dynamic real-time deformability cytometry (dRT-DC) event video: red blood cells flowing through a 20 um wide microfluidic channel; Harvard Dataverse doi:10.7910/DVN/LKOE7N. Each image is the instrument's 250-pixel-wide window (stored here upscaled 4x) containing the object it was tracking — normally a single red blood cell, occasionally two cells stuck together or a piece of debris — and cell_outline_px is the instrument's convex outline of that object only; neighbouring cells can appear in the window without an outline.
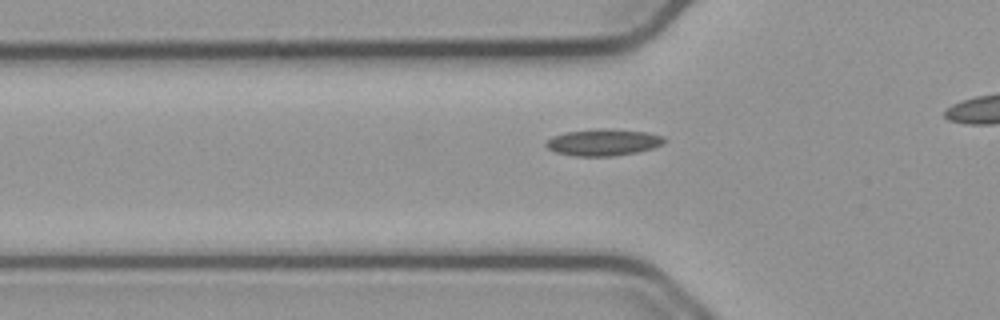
{"species": "common noctule bat (a hibernating species)", "species_latin": "Nyctalus noctula", "temperature_condition": "cold", "stored_images_in_passage": 32, "camera_frame_rate_fps": 3000, "um_per_image_px": 0.085, "animal": {"sex": "male", "body_mass_g": 23.1, "forearm_length_mm": 52.7}, "frame": {"image": 1, "passage_image": 6, "time_ms": 1.667, "image_size_px": [1000, 320], "cell_outline_px": [[668, 140], [652, 148], [636, 152], [612, 156], [572, 156], [556, 152], [548, 148], [544, 144], [552, 136], [568, 132], [600, 128], [608, 128], [648, 132], [664, 136]], "centroid_in_image_um": [51.29, 12.09], "position_along_channel_um": 74.5, "area_um2": 18.38}}
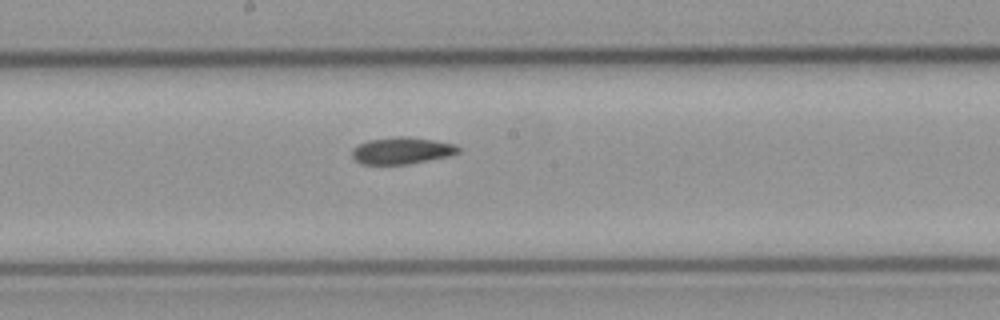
{"frame": {"image": 2, "passage_image": 17, "time_ms": 5.333, "image_size_px": [1000, 320], "cell_outline_px": [[460, 152], [448, 156], [408, 164], [360, 164], [352, 156], [352, 148], [368, 140], [396, 136], [408, 136], [456, 144], [460, 148]], "centroid_in_image_um": [34.15, 12.8], "position_along_channel_um": 214.0, "area_um2": 16.59}}
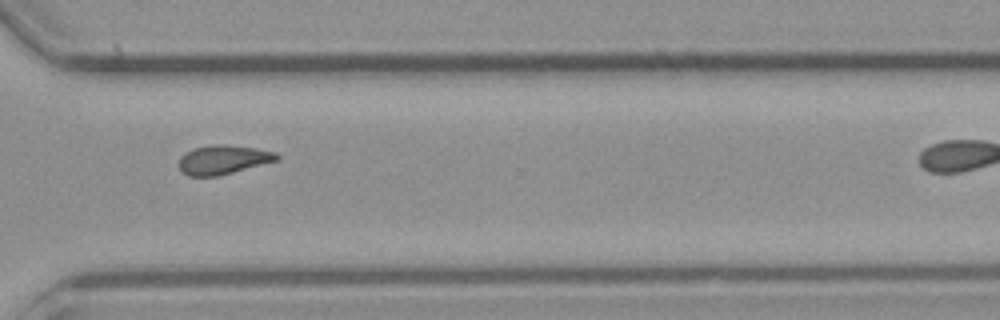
{"frame": {"image": 3, "passage_image": 28, "time_ms": 9.0, "image_size_px": [1000, 320], "cell_outline_px": [[280, 160], [216, 176], [188, 176], [180, 172], [180, 156], [196, 148], [212, 144], [224, 144], [256, 148], [276, 152], [280, 156]], "centroid_in_image_um": [19.0, 13.57], "position_along_channel_um": 351.6, "area_um2": 16.53}}